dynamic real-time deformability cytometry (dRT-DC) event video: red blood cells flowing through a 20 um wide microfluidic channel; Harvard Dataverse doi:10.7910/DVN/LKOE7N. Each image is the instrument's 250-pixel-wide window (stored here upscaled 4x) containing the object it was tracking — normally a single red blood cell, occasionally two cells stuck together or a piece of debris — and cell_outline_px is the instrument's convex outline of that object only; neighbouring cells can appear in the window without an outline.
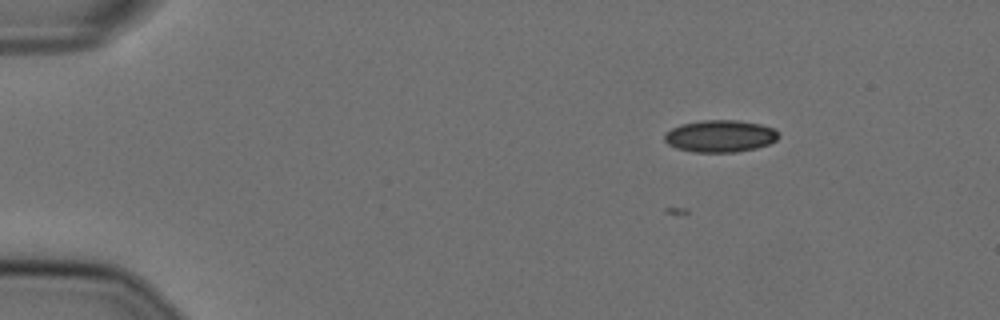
{"species": "Egyptian fruit bat (a non-hibernating species)", "species_latin": "Rousettus aegyptiacus", "temperature_condition": "cold", "stored_images_in_passage": 13, "camera_frame_rate_fps": 3000, "um_per_image_px": 0.085, "animal": {"sex": "female"}, "frame": {"image": 1, "passage_image": 1, "time_ms": 0.0, "image_size_px": [1000, 320], "cell_outline_px": [[780, 136], [776, 140], [768, 144], [756, 148], [736, 152], [692, 152], [676, 148], [668, 144], [664, 140], [664, 136], [672, 128], [680, 124], [704, 120], [736, 120], [760, 124], [772, 128]], "centroid_in_image_um": [61.2, 11.57], "position_along_channel_um": 23.8, "area_um2": 21.21}}
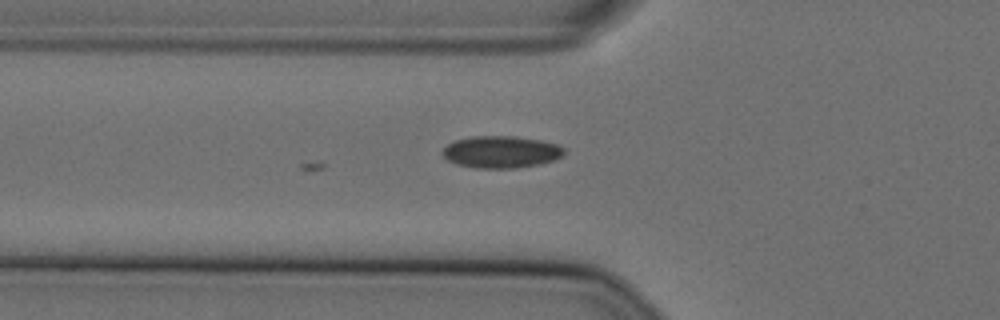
{"frame": {"image": 2, "passage_image": 13, "time_ms": 4.0, "image_size_px": [1000, 320], "cell_outline_px": [[564, 152], [560, 156], [552, 160], [540, 164], [516, 168], [476, 168], [456, 164], [448, 160], [444, 156], [444, 148], [448, 144], [456, 140], [472, 136], [516, 136], [540, 140], [560, 144], [564, 148]], "centroid_in_image_um": [42.61, 12.91], "position_along_channel_um": 83.2, "area_um2": 22.6}}